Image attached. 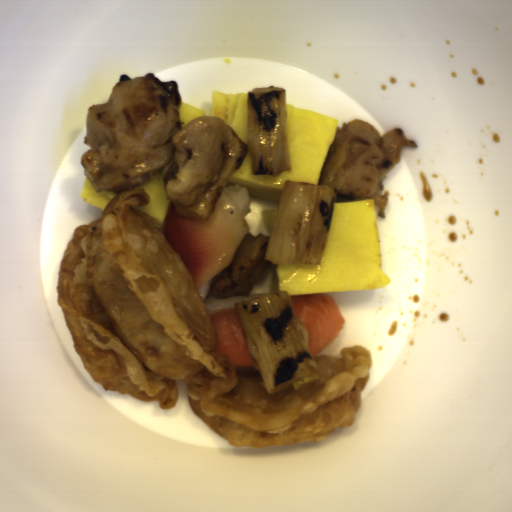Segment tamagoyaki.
<instances>
[{"label":"tamagoyaki","instance_id":"obj_2","mask_svg":"<svg viewBox=\"0 0 512 512\" xmlns=\"http://www.w3.org/2000/svg\"><path fill=\"white\" fill-rule=\"evenodd\" d=\"M286 119L291 171L275 176L251 173L252 157L248 151L226 187L238 184L248 189L250 199L280 204L284 181L320 185L321 169L338 126L337 117L286 103Z\"/></svg>","mask_w":512,"mask_h":512},{"label":"tamagoyaki","instance_id":"obj_5","mask_svg":"<svg viewBox=\"0 0 512 512\" xmlns=\"http://www.w3.org/2000/svg\"><path fill=\"white\" fill-rule=\"evenodd\" d=\"M119 192L98 193L95 191L91 181L86 177L79 197L83 201L104 211L106 206Z\"/></svg>","mask_w":512,"mask_h":512},{"label":"tamagoyaki","instance_id":"obj_4","mask_svg":"<svg viewBox=\"0 0 512 512\" xmlns=\"http://www.w3.org/2000/svg\"><path fill=\"white\" fill-rule=\"evenodd\" d=\"M138 186L147 193L149 202L147 205L134 209L135 212L148 215L163 229L170 201L163 183L162 167L149 180Z\"/></svg>","mask_w":512,"mask_h":512},{"label":"tamagoyaki","instance_id":"obj_3","mask_svg":"<svg viewBox=\"0 0 512 512\" xmlns=\"http://www.w3.org/2000/svg\"><path fill=\"white\" fill-rule=\"evenodd\" d=\"M209 116L224 121L248 144V93L225 94L214 90L210 98Z\"/></svg>","mask_w":512,"mask_h":512},{"label":"tamagoyaki","instance_id":"obj_1","mask_svg":"<svg viewBox=\"0 0 512 512\" xmlns=\"http://www.w3.org/2000/svg\"><path fill=\"white\" fill-rule=\"evenodd\" d=\"M390 276L382 268L381 237L374 198L334 201L326 246L320 263H273L271 295L289 298L380 289Z\"/></svg>","mask_w":512,"mask_h":512},{"label":"tamagoyaki","instance_id":"obj_7","mask_svg":"<svg viewBox=\"0 0 512 512\" xmlns=\"http://www.w3.org/2000/svg\"><path fill=\"white\" fill-rule=\"evenodd\" d=\"M277 214H278V208L270 209V210H263V212H262L263 226L266 229L267 233L270 235L272 233Z\"/></svg>","mask_w":512,"mask_h":512},{"label":"tamagoyaki","instance_id":"obj_6","mask_svg":"<svg viewBox=\"0 0 512 512\" xmlns=\"http://www.w3.org/2000/svg\"><path fill=\"white\" fill-rule=\"evenodd\" d=\"M179 118L180 121L183 122L182 128L189 123L193 118L199 117V116H206V111H203L201 109L195 108L193 106H190L185 103H181L179 109Z\"/></svg>","mask_w":512,"mask_h":512}]
</instances>
